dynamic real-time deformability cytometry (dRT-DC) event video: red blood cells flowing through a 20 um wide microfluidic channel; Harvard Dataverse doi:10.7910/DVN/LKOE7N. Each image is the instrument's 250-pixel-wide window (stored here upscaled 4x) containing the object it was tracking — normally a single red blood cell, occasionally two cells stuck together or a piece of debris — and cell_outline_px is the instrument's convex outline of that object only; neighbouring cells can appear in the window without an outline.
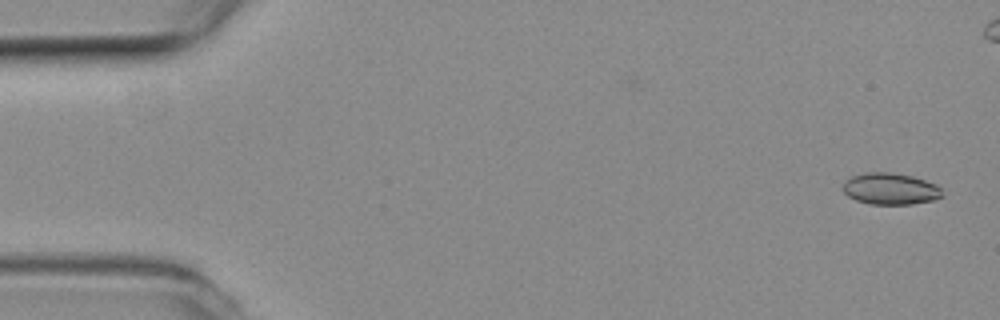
{"species": "common noctule bat (a hibernating species)", "species_latin": "Nyctalus noctula", "temperature_condition": "room temperature", "stored_images_in_passage": 13, "camera_frame_rate_fps": 3000, "um_per_image_px": 0.085, "animal": {"sex": "female", "body_mass_g": 19.3, "forearm_length_mm": 54.1}, "frame": {"image": 1, "passage_image": 2, "time_ms": 0.333, "image_size_px": [1000, 320], "cell_outline_px": [[944, 196], [936, 200], [912, 204], [868, 204], [856, 200], [848, 196], [840, 188], [844, 180], [852, 176], [864, 172], [892, 172], [912, 176], [936, 184], [940, 188]], "centroid_in_image_um": [75.66, 16.05], "position_along_channel_um": 9.3, "area_um2": 18.61}}